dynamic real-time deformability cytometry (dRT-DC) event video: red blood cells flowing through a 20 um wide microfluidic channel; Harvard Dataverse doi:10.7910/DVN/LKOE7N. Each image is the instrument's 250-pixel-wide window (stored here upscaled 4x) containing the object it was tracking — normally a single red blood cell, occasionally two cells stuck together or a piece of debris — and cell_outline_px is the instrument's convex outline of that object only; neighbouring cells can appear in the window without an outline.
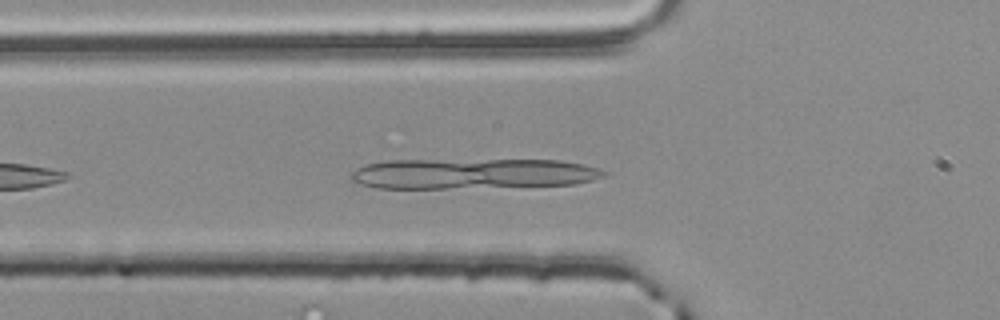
{"species": "common noctule bat (a hibernating species)", "species_latin": "Nyctalus noctula", "temperature_condition": "room temperature", "stored_images_in_passage": 17, "camera_frame_rate_fps": 3000, "um_per_image_px": 0.085, "animal": {"sex": "male", "body_mass_g": 20.4}, "frame": {"image": 1, "passage_image": 6, "time_ms": 1.667, "image_size_px": [1000, 320], "cell_outline_px": [[608, 172], [604, 176], [592, 180], [576, 184], [448, 188], [376, 188], [360, 184], [348, 180], [348, 176], [356, 168], [364, 164], [384, 160], [560, 160], [580, 164], [596, 168]], "centroid_in_image_um": [40.07, 14.76], "position_along_channel_um": 85.7, "area_um2": 44.85}}
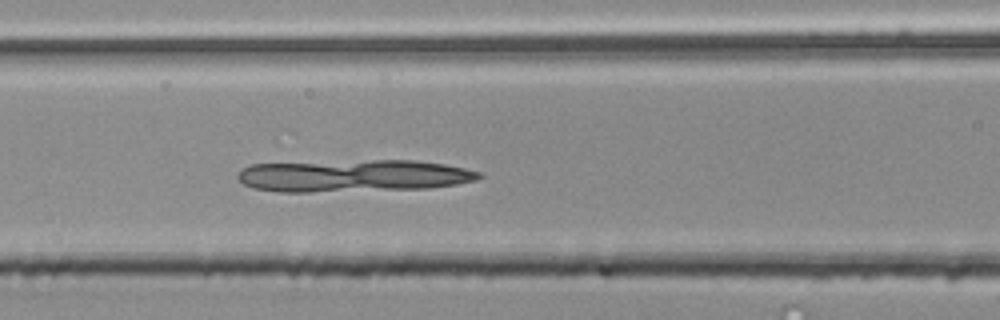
{"frame": {"image": 2, "passage_image": 10, "time_ms": 3.0, "image_size_px": [1000, 320], "cell_outline_px": [[484, 176], [476, 180], [456, 184], [428, 188], [312, 192], [280, 192], [252, 188], [244, 184], [236, 176], [244, 168], [252, 164], [372, 160], [416, 160], [444, 164], [464, 168], [480, 172]], "centroid_in_image_um": [30.05, 14.94], "position_along_channel_um": 136.5, "area_um2": 45.14}}